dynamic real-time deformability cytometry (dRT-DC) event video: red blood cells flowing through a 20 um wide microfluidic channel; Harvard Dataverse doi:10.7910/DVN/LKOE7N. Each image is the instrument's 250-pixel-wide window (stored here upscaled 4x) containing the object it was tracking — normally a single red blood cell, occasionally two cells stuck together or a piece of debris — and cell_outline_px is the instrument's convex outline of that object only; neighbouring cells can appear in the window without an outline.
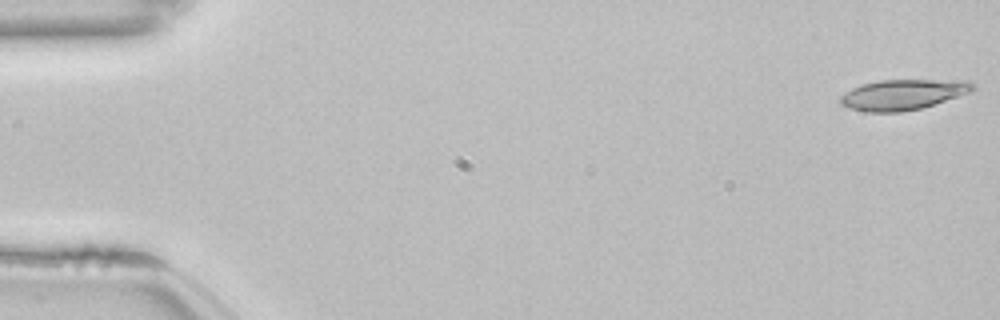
{"species": "common noctule bat (a hibernating species)", "species_latin": "Nyctalus noctula", "temperature_condition": "room temperature", "stored_images_in_passage": 51, "camera_frame_rate_fps": 3000, "um_per_image_px": 0.085, "animal": {"sex": "female", "body_mass_g": 22.7, "forearm_length_mm": 54.2}, "frame": {"image": 1, "passage_image": 1, "time_ms": 0.0, "image_size_px": [1000, 320], "cell_outline_px": [[976, 88], [972, 92], [920, 108], [900, 112], [864, 112], [848, 108], [840, 104], [840, 96], [852, 88], [860, 84], [880, 80], [968, 80], [976, 84]], "centroid_in_image_um": [76.76, 8.03], "position_along_channel_um": 8.2, "area_um2": 23.64}}
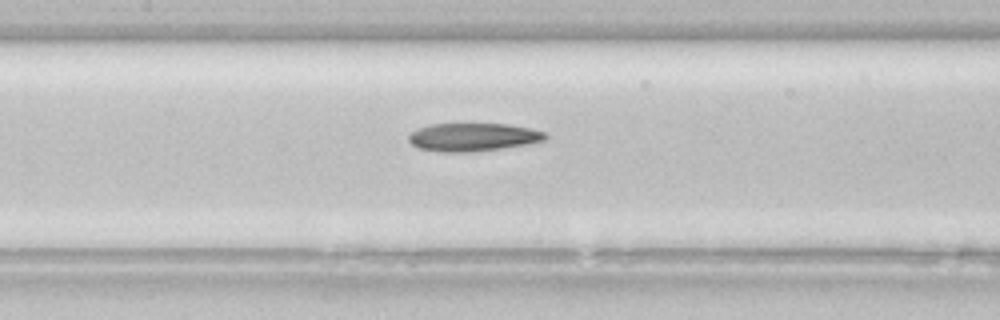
{"frame": {"image": 2, "passage_image": 25, "time_ms": 8.0, "image_size_px": [1000, 320], "cell_outline_px": [[548, 136], [544, 140], [528, 144], [472, 152], [440, 152], [420, 148], [412, 144], [408, 140], [408, 136], [416, 128], [432, 124], [508, 124], [532, 128], [544, 132]], "centroid_in_image_um": [40.2, 11.65], "position_along_channel_um": 167.2, "area_um2": 22.37}}
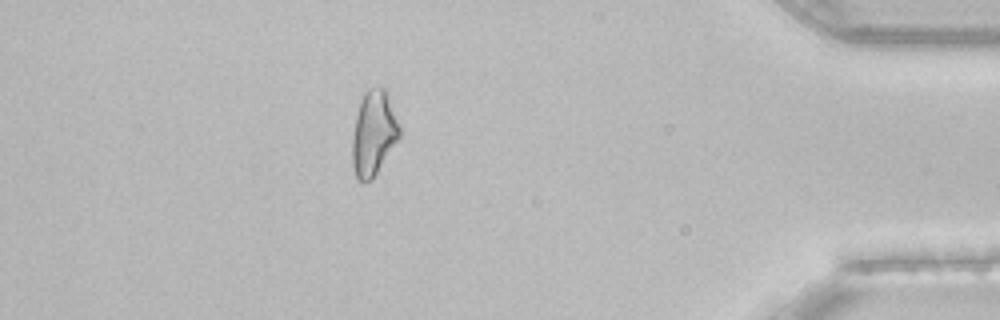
{"frame": {"image": 3, "passage_image": 47, "time_ms": 15.333, "image_size_px": [1000, 320], "cell_outline_px": [[400, 136], [372, 180], [364, 184], [356, 180], [352, 164], [352, 136], [356, 116], [360, 100], [364, 92], [368, 88], [380, 84], [384, 84], [388, 88], [400, 124]], "centroid_in_image_um": [31.77, 11.25], "position_along_channel_um": 403.4, "area_um2": 24.28}}